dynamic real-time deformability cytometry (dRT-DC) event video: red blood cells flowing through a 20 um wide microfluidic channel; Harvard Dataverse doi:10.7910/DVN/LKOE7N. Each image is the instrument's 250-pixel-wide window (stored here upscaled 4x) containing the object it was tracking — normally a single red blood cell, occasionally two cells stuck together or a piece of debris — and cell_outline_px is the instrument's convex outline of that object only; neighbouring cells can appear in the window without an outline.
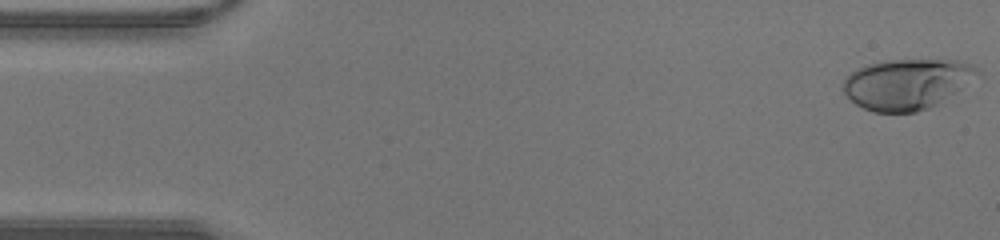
{"species": "human", "species_latin": "Homo sapiens", "temperature_condition": "warm", "stored_images_in_passage": 42, "camera_frame_rate_fps": 3000, "um_per_image_px": 0.085, "donor": {"sex": "male"}, "frame": {"image": 1, "passage_image": 1, "time_ms": 0.0, "image_size_px": [1000, 240], "cell_outline_px": [[984, 76], [936, 104], [928, 108], [916, 112], [872, 112], [856, 104], [844, 92], [844, 80], [856, 68], [868, 64], [888, 60], [956, 60], [968, 64], [976, 68]], "centroid_in_image_um": [77.15, 7.14], "position_along_channel_um": 7.9, "area_um2": 39.54}}
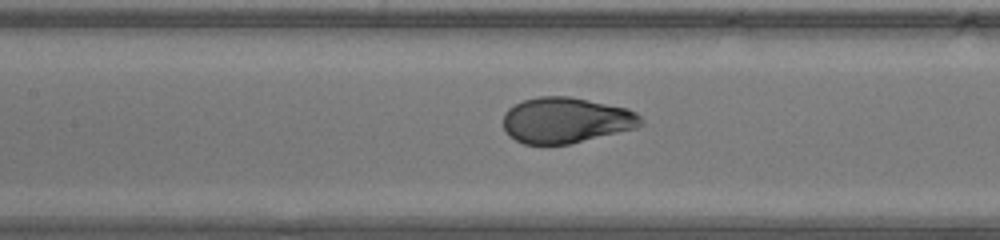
{"frame": {"image": 2, "passage_image": 19, "time_ms": 6.0, "image_size_px": [1000, 240], "cell_outline_px": [[644, 124], [636, 128], [568, 144], [524, 144], [508, 136], [504, 132], [504, 112], [508, 108], [524, 100], [540, 96], [568, 96], [628, 108], [636, 112], [644, 120]], "centroid_in_image_um": [48.11, 10.22], "position_along_channel_um": 159.3, "area_um2": 36.7}}
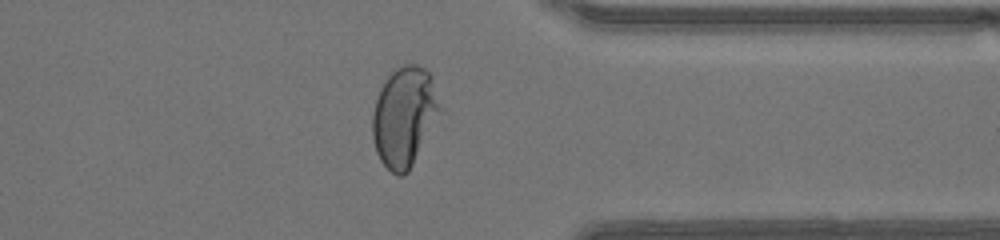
{"frame": {"image": 3, "passage_image": 33, "time_ms": 10.667, "image_size_px": [1000, 240], "cell_outline_px": [[444, 112], [408, 172], [404, 176], [396, 176], [380, 160], [376, 152], [372, 136], [372, 116], [376, 100], [380, 88], [392, 68], [404, 64], [416, 64], [424, 68], [432, 76]], "centroid_in_image_um": [34.41, 9.9], "position_along_channel_um": 377.0, "area_um2": 40.23}}